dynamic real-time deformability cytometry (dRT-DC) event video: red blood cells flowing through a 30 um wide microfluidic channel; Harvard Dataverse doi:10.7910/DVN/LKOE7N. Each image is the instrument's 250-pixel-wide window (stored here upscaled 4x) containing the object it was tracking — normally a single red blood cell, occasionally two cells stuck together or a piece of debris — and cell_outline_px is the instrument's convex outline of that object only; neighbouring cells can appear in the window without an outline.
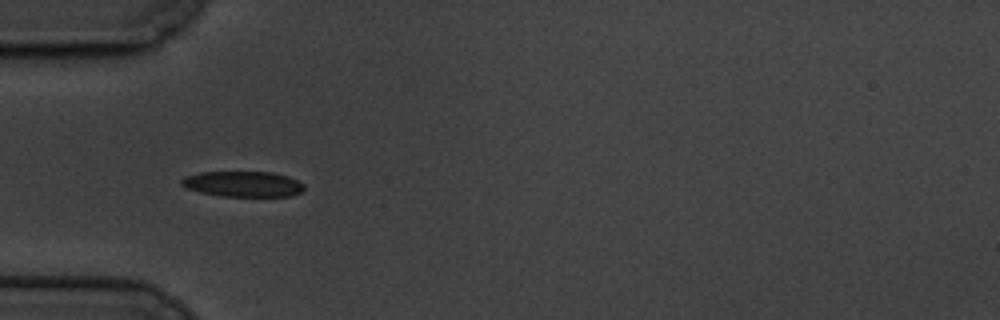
{"species": "common noctule bat (a hibernating species)", "species_latin": "Nyctalus noctula", "temperature_condition": "cold", "stored_images_in_passage": 6, "camera_frame_rate_fps": 3000, "um_per_image_px": 0.085, "animal": {"sex": "male", "body_mass_g": 19.5, "forearm_length_mm": 54.6}, "frame": {"image": 1, "passage_image": 2, "time_ms": 1.0, "image_size_px": [1000, 320], "cell_outline_px": [[304, 188], [300, 192], [292, 196], [220, 196], [200, 192], [188, 188], [180, 184], [180, 180], [184, 176], [200, 172], [272, 172], [288, 176], [304, 184]], "centroid_in_image_um": [20.64, 15.64], "position_along_channel_um": 64.4, "area_um2": 18.26}}
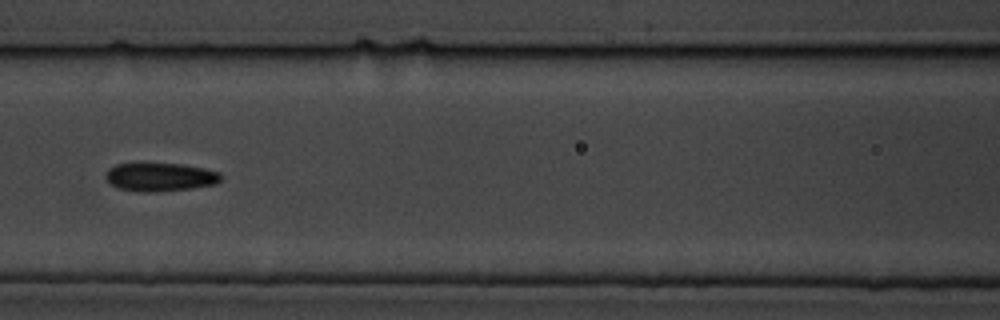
{"frame": {"image": 2, "passage_image": 4, "time_ms": 3.667, "image_size_px": [1000, 320], "cell_outline_px": [[224, 176], [216, 184], [192, 188], [156, 192], [140, 192], [120, 188], [112, 184], [104, 176], [108, 168], [116, 164], [180, 164], [204, 168], [220, 172]], "centroid_in_image_um": [13.65, 15.05], "position_along_channel_um": 153.0, "area_um2": 19.02}}
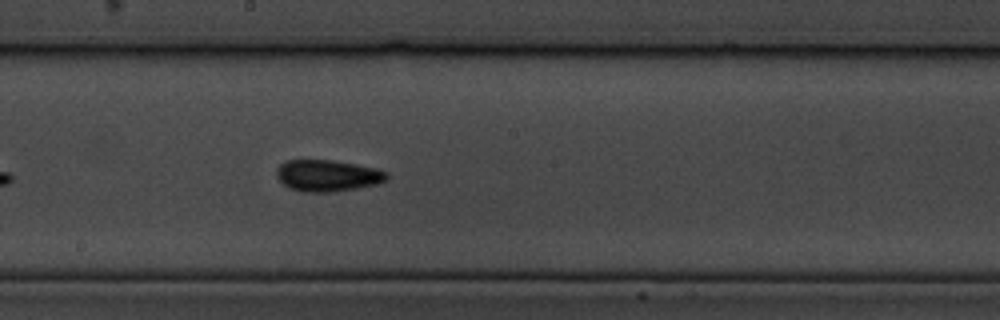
{"frame": {"image": 3, "passage_image": 6, "time_ms": 5.667, "image_size_px": [1000, 320], "cell_outline_px": [[388, 180], [380, 184], [332, 192], [300, 192], [288, 188], [276, 176], [276, 168], [284, 160], [332, 160], [356, 164], [376, 168], [388, 172]], "centroid_in_image_um": [27.85, 14.93], "position_along_channel_um": 220.4, "area_um2": 20.58}}